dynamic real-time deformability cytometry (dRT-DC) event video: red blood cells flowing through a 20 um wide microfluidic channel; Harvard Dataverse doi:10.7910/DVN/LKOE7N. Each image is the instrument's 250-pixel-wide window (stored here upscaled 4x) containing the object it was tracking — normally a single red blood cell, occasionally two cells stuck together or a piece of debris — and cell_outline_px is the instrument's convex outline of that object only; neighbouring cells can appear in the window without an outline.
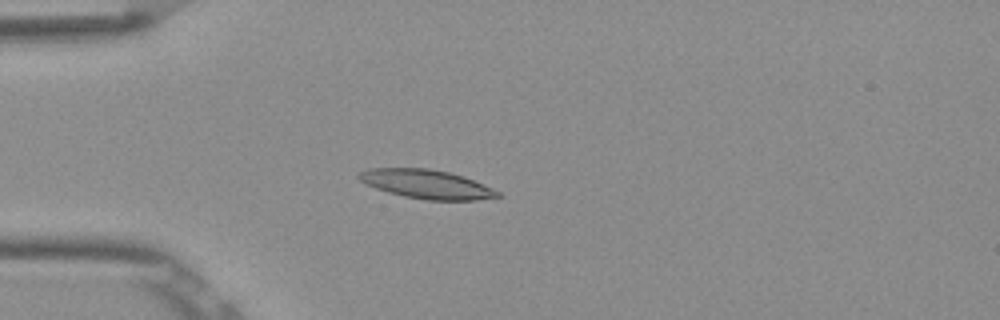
{"species": "Egyptian fruit bat (a non-hibernating species)", "species_latin": "Rousettus aegyptiacus", "temperature_condition": "room temperature", "stored_images_in_passage": 4, "camera_frame_rate_fps": 3000, "um_per_image_px": 0.085, "frame": {"image": 1, "passage_image": 3, "time_ms": 0.667, "image_size_px": [1000, 320], "cell_outline_px": [[504, 196], [476, 200], [428, 200], [404, 196], [388, 192], [376, 188], [360, 180], [356, 176], [360, 172], [368, 168], [428, 168], [448, 172], [464, 176], [492, 188], [500, 192]], "centroid_in_image_um": [36.28, 15.65], "position_along_channel_um": 48.7, "area_um2": 23.29}}